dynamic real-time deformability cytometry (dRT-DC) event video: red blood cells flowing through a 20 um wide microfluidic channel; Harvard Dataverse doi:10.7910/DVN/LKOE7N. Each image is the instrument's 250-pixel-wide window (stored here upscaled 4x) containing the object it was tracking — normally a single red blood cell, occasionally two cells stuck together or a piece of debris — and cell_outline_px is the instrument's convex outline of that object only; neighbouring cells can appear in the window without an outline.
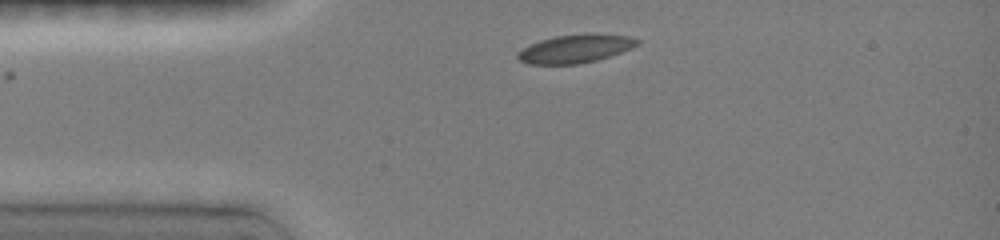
{"species": "common noctule bat (a hibernating species)", "species_latin": "Nyctalus noctula", "temperature_condition": "room temperature", "stored_images_in_passage": 19, "camera_frame_rate_fps": 3000, "um_per_image_px": 0.085, "animal": {"sex": "female", "body_mass_g": 19.0, "forearm_length_mm": 51.5}, "frame": {"image": 1, "passage_image": 1, "time_ms": 0.0, "image_size_px": [1000, 240], "cell_outline_px": [[640, 44], [620, 52], [596, 60], [576, 64], [532, 64], [520, 60], [516, 56], [524, 48], [540, 40], [556, 36], [588, 32], [592, 32], [628, 36], [640, 40]], "centroid_in_image_um": [48.96, 4.11], "position_along_channel_um": 36.0, "area_um2": 19.59}}
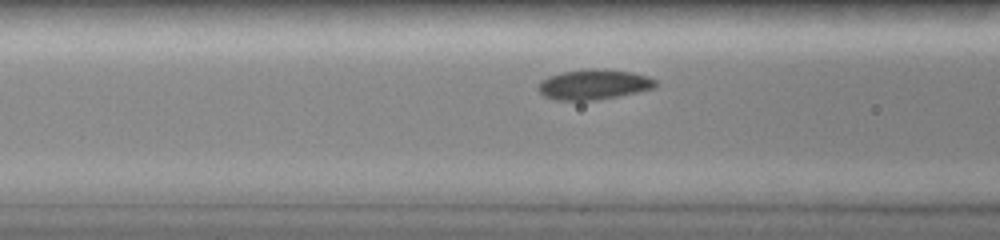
{"frame": {"image": 2, "passage_image": 11, "time_ms": 2.667, "image_size_px": [1000, 240], "cell_outline_px": [[656, 84], [652, 88], [636, 92], [596, 100], [556, 100], [544, 96], [540, 92], [540, 84], [548, 76], [560, 72], [588, 68], [604, 68], [632, 72], [648, 76], [656, 80]], "centroid_in_image_um": [50.48, 7.16], "position_along_channel_um": 116.1, "area_um2": 20.46}}